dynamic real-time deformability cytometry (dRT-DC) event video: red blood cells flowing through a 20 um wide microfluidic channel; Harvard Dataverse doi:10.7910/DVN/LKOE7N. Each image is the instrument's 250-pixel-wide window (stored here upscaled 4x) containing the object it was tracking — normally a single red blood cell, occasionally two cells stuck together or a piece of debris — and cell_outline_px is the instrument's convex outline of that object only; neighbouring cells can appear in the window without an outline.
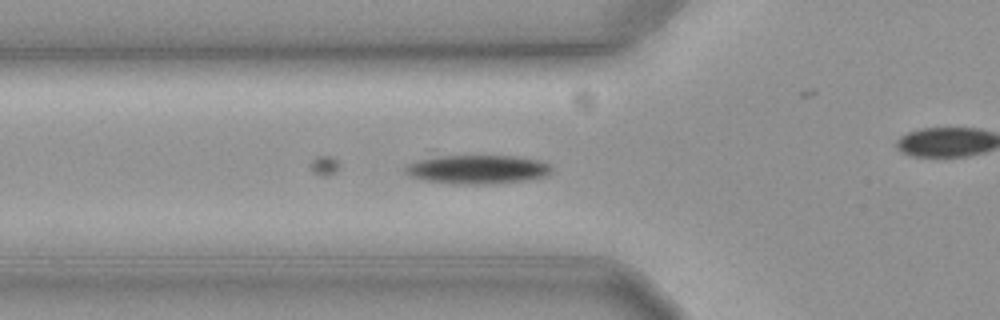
{"species": "common noctule bat (a hibernating species)", "species_latin": "Nyctalus noctula", "temperature_condition": "cold", "stored_images_in_passage": 25, "camera_frame_rate_fps": 3000, "um_per_image_px": 0.085, "animal": {"sex": "female", "body_mass_g": 19.3, "forearm_length_mm": 54.1}, "frame": {"image": 1, "passage_image": 6, "time_ms": 1.667, "image_size_px": [1000, 320], "cell_outline_px": [[552, 172], [548, 176], [524, 180], [496, 184], [452, 184], [424, 180], [408, 176], [404, 172], [404, 168], [408, 164], [420, 160], [440, 156], [512, 156], [540, 160], [548, 164], [552, 168]], "centroid_in_image_um": [40.59, 14.41], "position_along_channel_um": 85.2, "area_um2": 24.68}}